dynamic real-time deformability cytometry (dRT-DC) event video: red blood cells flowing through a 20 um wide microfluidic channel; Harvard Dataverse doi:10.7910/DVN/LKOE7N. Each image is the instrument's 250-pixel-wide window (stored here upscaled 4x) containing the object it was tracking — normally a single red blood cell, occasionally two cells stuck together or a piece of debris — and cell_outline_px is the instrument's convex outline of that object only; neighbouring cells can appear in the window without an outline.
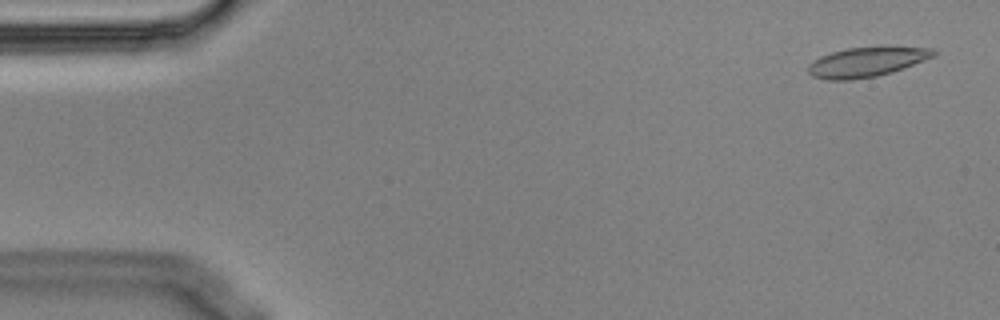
{"species": "Egyptian fruit bat (a non-hibernating species)", "species_latin": "Rousettus aegyptiacus", "temperature_condition": "cold", "stored_images_in_passage": 3, "camera_frame_rate_fps": 3000, "um_per_image_px": 0.085, "animal": {"sex": "male"}, "frame": {"image": 1, "passage_image": 1, "time_ms": 0.0, "image_size_px": [1000, 320], "cell_outline_px": [[936, 56], [904, 68], [892, 72], [876, 76], [852, 80], [824, 80], [812, 76], [808, 72], [808, 64], [820, 56], [832, 52], [848, 48], [932, 48], [936, 52]], "centroid_in_image_um": [73.61, 5.3], "position_along_channel_um": 11.4, "area_um2": 21.33}}